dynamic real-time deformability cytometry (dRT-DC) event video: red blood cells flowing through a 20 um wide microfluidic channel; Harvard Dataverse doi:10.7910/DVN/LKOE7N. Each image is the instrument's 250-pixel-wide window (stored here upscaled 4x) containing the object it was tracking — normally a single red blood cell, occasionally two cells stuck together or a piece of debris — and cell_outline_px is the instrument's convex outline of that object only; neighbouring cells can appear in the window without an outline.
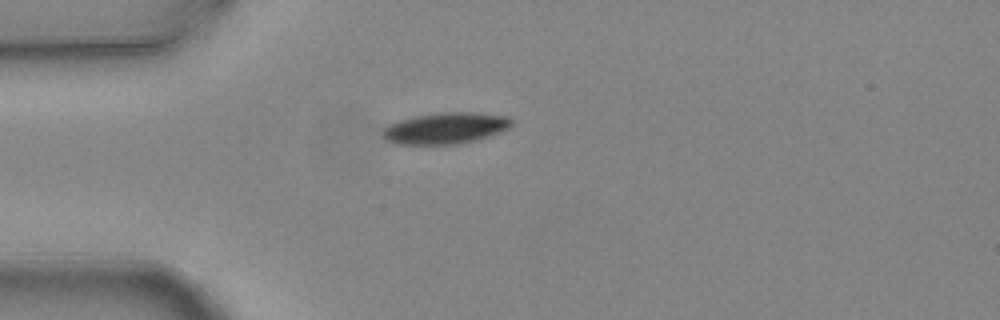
{"species": "common noctule bat (a hibernating species)", "species_latin": "Nyctalus noctula", "temperature_condition": "warm", "stored_images_in_passage": 1, "camera_frame_rate_fps": 3000, "um_per_image_px": 0.085, "animal": {"sex": "female", "body_mass_g": 24.6, "forearm_length_mm": 56.2}, "frame": {"image": 1, "passage_image": 1, "time_ms": 0.0, "image_size_px": [1000, 320], "cell_outline_px": [[512, 124], [508, 128], [500, 132], [476, 140], [460, 144], [392, 144], [384, 140], [384, 128], [388, 124], [400, 120], [416, 116], [440, 112], [476, 112], [508, 116], [512, 120]], "centroid_in_image_um": [37.87, 10.89], "position_along_channel_um": 47.1, "area_um2": 23.58}}